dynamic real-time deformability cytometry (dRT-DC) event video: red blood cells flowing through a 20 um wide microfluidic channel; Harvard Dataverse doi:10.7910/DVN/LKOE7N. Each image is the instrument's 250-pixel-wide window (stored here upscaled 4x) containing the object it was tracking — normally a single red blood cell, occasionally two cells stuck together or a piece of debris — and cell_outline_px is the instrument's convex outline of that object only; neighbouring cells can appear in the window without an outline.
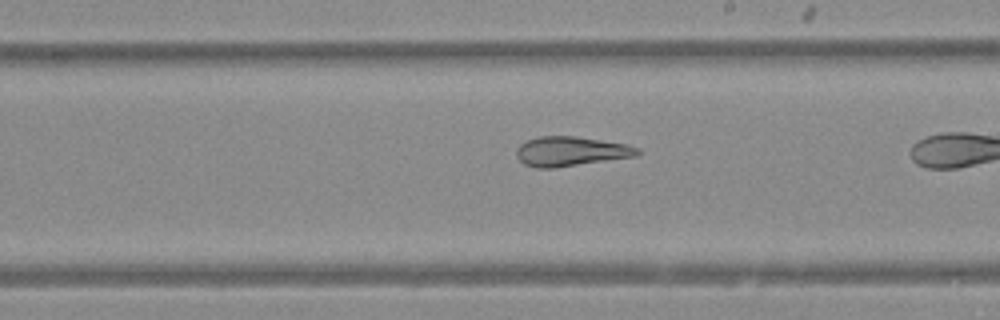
{"species": "Egyptian fruit bat (a non-hibernating species)", "species_latin": "Rousettus aegyptiacus", "temperature_condition": "warm", "stored_images_in_passage": 37, "camera_frame_rate_fps": 3000, "um_per_image_px": 0.085, "animal": {"sex": "female"}, "frame": {"image": 1, "passage_image": 27, "time_ms": 8.667, "image_size_px": [1000, 320], "cell_outline_px": [[640, 152], [636, 156], [552, 168], [536, 168], [524, 164], [516, 156], [516, 148], [520, 144], [528, 140], [540, 136], [576, 136], [624, 144], [640, 148]], "centroid_in_image_um": [48.48, 12.86], "position_along_channel_um": 240.5, "area_um2": 20.63}}